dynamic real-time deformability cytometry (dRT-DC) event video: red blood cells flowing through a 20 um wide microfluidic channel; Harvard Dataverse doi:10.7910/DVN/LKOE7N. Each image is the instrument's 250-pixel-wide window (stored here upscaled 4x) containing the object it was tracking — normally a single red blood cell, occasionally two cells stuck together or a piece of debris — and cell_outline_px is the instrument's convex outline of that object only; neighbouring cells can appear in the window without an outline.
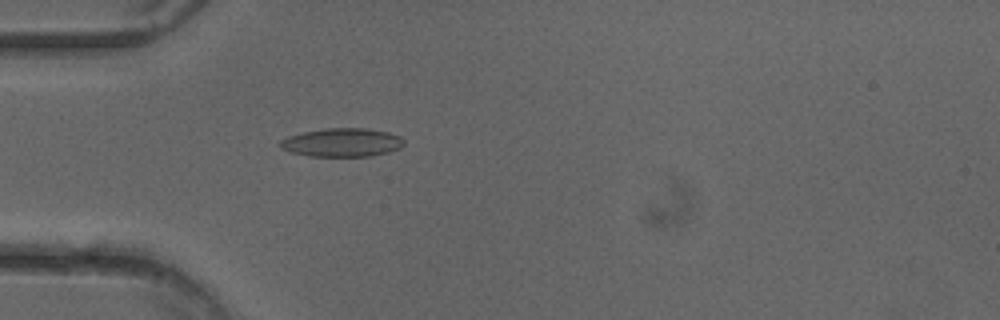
{"species": "common noctule bat (a hibernating species)", "species_latin": "Nyctalus noctula", "temperature_condition": "cold", "stored_images_in_passage": 51, "camera_frame_rate_fps": 3000, "um_per_image_px": 0.085, "animal": {"sex": "female"}, "frame": {"image": 1, "passage_image": 15, "time_ms": 4.667, "image_size_px": [1000, 320], "cell_outline_px": [[404, 144], [400, 148], [388, 152], [372, 156], [312, 156], [288, 152], [280, 148], [276, 144], [280, 140], [288, 136], [304, 132], [324, 128], [368, 128], [388, 132], [400, 136], [404, 140]], "centroid_in_image_um": [29.04, 12.11], "position_along_channel_um": 56.0, "area_um2": 20.81}}
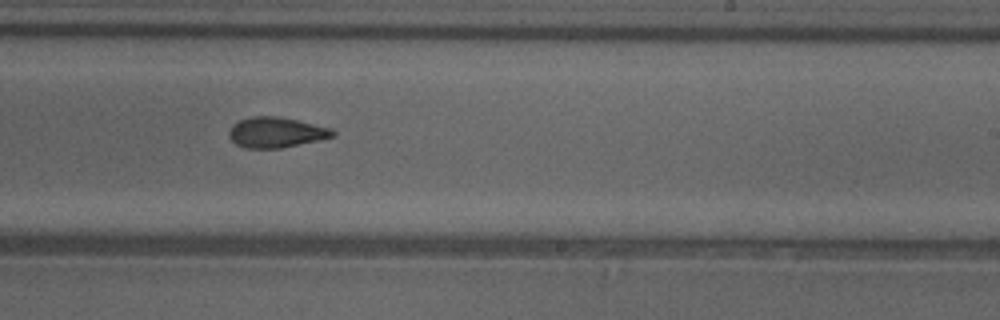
{"frame": {"image": 2, "passage_image": 31, "time_ms": 10.0, "image_size_px": [1000, 320], "cell_outline_px": [[336, 136], [320, 140], [280, 148], [244, 148], [236, 144], [228, 136], [228, 132], [232, 124], [240, 120], [252, 116], [280, 116], [332, 128], [336, 132]], "centroid_in_image_um": [23.48, 11.25], "position_along_channel_um": 265.5, "area_um2": 18.55}}
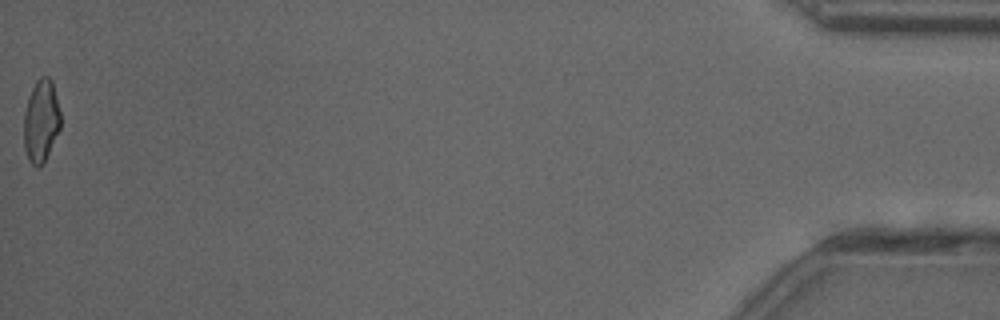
{"frame": {"image": 3, "passage_image": 51, "time_ms": 16.667, "image_size_px": [1000, 320], "cell_outline_px": [[60, 128], [44, 164], [36, 168], [28, 160], [24, 148], [24, 112], [28, 96], [36, 80], [40, 76], [48, 76], [52, 80], [60, 112]], "centroid_in_image_um": [3.48, 10.29], "position_along_channel_um": 431.7, "area_um2": 17.86}, "authors_computed_cell_mechanics": {"area_um2": 18.6116, "velocity_mm_per_s": 4.034, "shape_relaxation_time_tau1_ms": null, "shape_relaxation_time_tau2_ms": 2.5134, "deformation_change_tau1": null, "deformation_change_tau2": 0.0885}}